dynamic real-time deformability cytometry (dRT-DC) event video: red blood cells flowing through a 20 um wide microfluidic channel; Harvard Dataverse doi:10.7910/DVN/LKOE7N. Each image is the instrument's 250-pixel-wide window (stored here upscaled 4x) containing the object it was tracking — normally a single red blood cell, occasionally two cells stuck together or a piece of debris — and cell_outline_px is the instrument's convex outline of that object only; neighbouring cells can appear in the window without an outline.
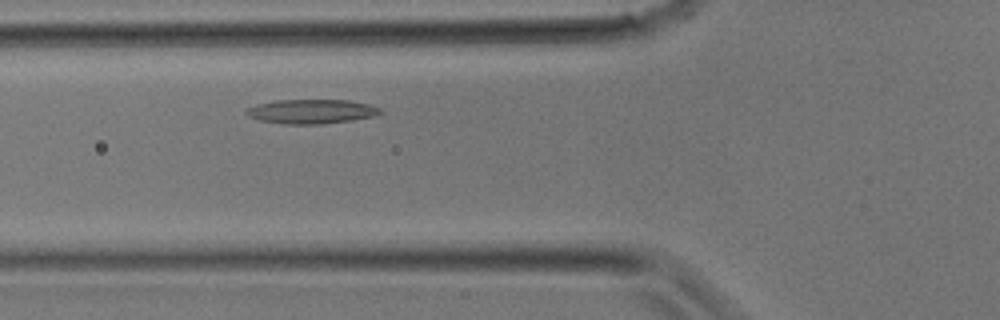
{"species": "common noctule bat (a hibernating species)", "species_latin": "Nyctalus noctula", "temperature_condition": "room temperature", "stored_images_in_passage": 5, "camera_frame_rate_fps": 3000, "um_per_image_px": 0.085, "animal": {"sex": "male", "body_mass_g": 17.9}, "frame": {"image": 1, "passage_image": 5, "time_ms": 1.333, "image_size_px": [1000, 320], "cell_outline_px": [[384, 112], [376, 116], [352, 120], [320, 124], [284, 124], [260, 120], [248, 116], [244, 112], [244, 108], [256, 104], [276, 100], [348, 100], [368, 104], [380, 108]], "centroid_in_image_um": [26.45, 9.47], "position_along_channel_um": 99.3, "area_um2": 19.13}}